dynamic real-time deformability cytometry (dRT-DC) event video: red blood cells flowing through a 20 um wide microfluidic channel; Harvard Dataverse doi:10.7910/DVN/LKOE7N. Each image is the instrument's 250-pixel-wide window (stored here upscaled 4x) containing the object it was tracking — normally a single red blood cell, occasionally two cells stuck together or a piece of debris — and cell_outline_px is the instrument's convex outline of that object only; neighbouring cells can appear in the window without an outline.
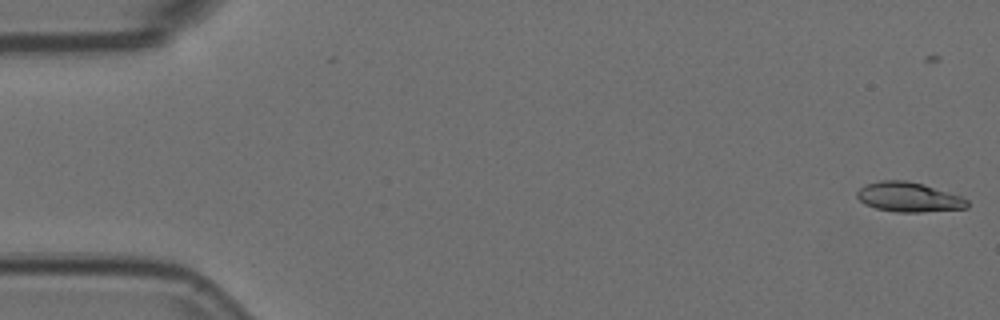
{"species": "Egyptian fruit bat (a non-hibernating species)", "species_latin": "Rousettus aegyptiacus", "temperature_condition": "room temperature", "stored_images_in_passage": 22, "camera_frame_rate_fps": 3000, "um_per_image_px": 0.085, "animal": {"sex": "female"}, "frame": {"image": 1, "passage_image": 3, "time_ms": 0.667, "image_size_px": [1000, 320], "cell_outline_px": [[968, 208], [920, 212], [896, 212], [876, 208], [864, 204], [856, 196], [856, 192], [864, 184], [880, 180], [908, 180], [924, 184], [960, 196], [968, 200]], "centroid_in_image_um": [77.21, 16.74], "position_along_channel_um": 7.8, "area_um2": 19.13}}
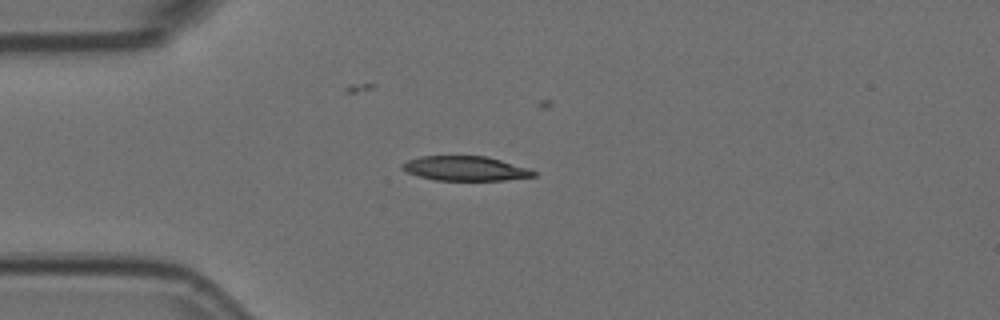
{"frame": {"image": 2, "passage_image": 16, "time_ms": 5.0, "image_size_px": [1000, 320], "cell_outline_px": [[536, 176], [504, 180], [436, 180], [420, 176], [408, 172], [400, 168], [400, 164], [408, 160], [420, 156], [488, 156], [528, 168], [536, 172]], "centroid_in_image_um": [39.54, 14.31], "position_along_channel_um": 45.5, "area_um2": 18.73}}
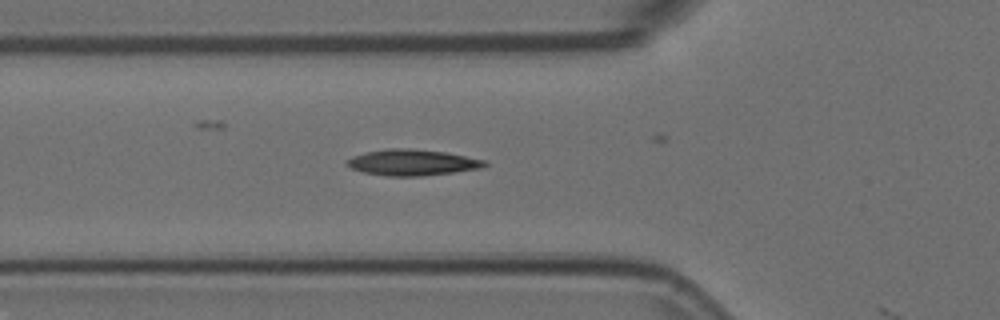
{"frame": {"image": 3, "passage_image": 21, "time_ms": 6.667, "image_size_px": [1000, 320], "cell_outline_px": [[488, 164], [484, 168], [424, 176], [388, 176], [364, 172], [352, 168], [344, 164], [352, 156], [368, 152], [388, 148], [412, 148], [444, 152], [484, 160]], "centroid_in_image_um": [35.06, 13.81], "position_along_channel_um": 90.7, "area_um2": 20.81}}